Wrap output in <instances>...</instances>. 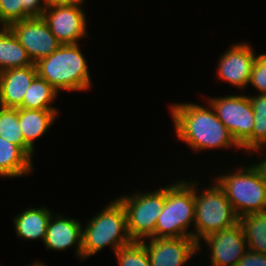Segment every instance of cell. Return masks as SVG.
Listing matches in <instances>:
<instances>
[{
	"instance_id": "1",
	"label": "cell",
	"mask_w": 266,
	"mask_h": 266,
	"mask_svg": "<svg viewBox=\"0 0 266 266\" xmlns=\"http://www.w3.org/2000/svg\"><path fill=\"white\" fill-rule=\"evenodd\" d=\"M195 103L171 105V118L179 140L195 150L241 147L233 139L225 125L218 119L214 109Z\"/></svg>"
},
{
	"instance_id": "2",
	"label": "cell",
	"mask_w": 266,
	"mask_h": 266,
	"mask_svg": "<svg viewBox=\"0 0 266 266\" xmlns=\"http://www.w3.org/2000/svg\"><path fill=\"white\" fill-rule=\"evenodd\" d=\"M37 75L58 92L86 91L91 87V76L86 57L79 44H64L35 63Z\"/></svg>"
},
{
	"instance_id": "3",
	"label": "cell",
	"mask_w": 266,
	"mask_h": 266,
	"mask_svg": "<svg viewBox=\"0 0 266 266\" xmlns=\"http://www.w3.org/2000/svg\"><path fill=\"white\" fill-rule=\"evenodd\" d=\"M127 229L126 211L115 199L89 220L82 232V259L93 256L109 246L115 253L132 243Z\"/></svg>"
},
{
	"instance_id": "4",
	"label": "cell",
	"mask_w": 266,
	"mask_h": 266,
	"mask_svg": "<svg viewBox=\"0 0 266 266\" xmlns=\"http://www.w3.org/2000/svg\"><path fill=\"white\" fill-rule=\"evenodd\" d=\"M194 220V183L182 180L165 186V203L151 238H193V231L187 230Z\"/></svg>"
},
{
	"instance_id": "5",
	"label": "cell",
	"mask_w": 266,
	"mask_h": 266,
	"mask_svg": "<svg viewBox=\"0 0 266 266\" xmlns=\"http://www.w3.org/2000/svg\"><path fill=\"white\" fill-rule=\"evenodd\" d=\"M214 182L213 185L198 193L197 182L193 180L195 190V231H193V239L198 244V250L200 251L202 248V245L200 247L201 239L212 233L230 228L239 222V216L227 199L223 188L216 180Z\"/></svg>"
},
{
	"instance_id": "6",
	"label": "cell",
	"mask_w": 266,
	"mask_h": 266,
	"mask_svg": "<svg viewBox=\"0 0 266 266\" xmlns=\"http://www.w3.org/2000/svg\"><path fill=\"white\" fill-rule=\"evenodd\" d=\"M215 178L239 217L266 211V182L255 163Z\"/></svg>"
},
{
	"instance_id": "7",
	"label": "cell",
	"mask_w": 266,
	"mask_h": 266,
	"mask_svg": "<svg viewBox=\"0 0 266 266\" xmlns=\"http://www.w3.org/2000/svg\"><path fill=\"white\" fill-rule=\"evenodd\" d=\"M124 206L127 229L132 241L151 238L155 233L156 222L165 203V187L156 191L120 196Z\"/></svg>"
},
{
	"instance_id": "8",
	"label": "cell",
	"mask_w": 266,
	"mask_h": 266,
	"mask_svg": "<svg viewBox=\"0 0 266 266\" xmlns=\"http://www.w3.org/2000/svg\"><path fill=\"white\" fill-rule=\"evenodd\" d=\"M218 119L225 125L233 139L245 151L252 152V131L254 128L253 108L246 95L208 98Z\"/></svg>"
},
{
	"instance_id": "9",
	"label": "cell",
	"mask_w": 266,
	"mask_h": 266,
	"mask_svg": "<svg viewBox=\"0 0 266 266\" xmlns=\"http://www.w3.org/2000/svg\"><path fill=\"white\" fill-rule=\"evenodd\" d=\"M9 29L26 49L33 63L49 56L62 44L50 31L42 17H31L10 24Z\"/></svg>"
},
{
	"instance_id": "10",
	"label": "cell",
	"mask_w": 266,
	"mask_h": 266,
	"mask_svg": "<svg viewBox=\"0 0 266 266\" xmlns=\"http://www.w3.org/2000/svg\"><path fill=\"white\" fill-rule=\"evenodd\" d=\"M82 3L47 7L42 18L50 31L62 44H78L81 38L88 36L87 17Z\"/></svg>"
},
{
	"instance_id": "11",
	"label": "cell",
	"mask_w": 266,
	"mask_h": 266,
	"mask_svg": "<svg viewBox=\"0 0 266 266\" xmlns=\"http://www.w3.org/2000/svg\"><path fill=\"white\" fill-rule=\"evenodd\" d=\"M203 240L208 244L211 266H236L248 250L241 224L212 233Z\"/></svg>"
},
{
	"instance_id": "12",
	"label": "cell",
	"mask_w": 266,
	"mask_h": 266,
	"mask_svg": "<svg viewBox=\"0 0 266 266\" xmlns=\"http://www.w3.org/2000/svg\"><path fill=\"white\" fill-rule=\"evenodd\" d=\"M140 241L146 248L151 266H184L199 252L198 244L192 237L149 238Z\"/></svg>"
},
{
	"instance_id": "13",
	"label": "cell",
	"mask_w": 266,
	"mask_h": 266,
	"mask_svg": "<svg viewBox=\"0 0 266 266\" xmlns=\"http://www.w3.org/2000/svg\"><path fill=\"white\" fill-rule=\"evenodd\" d=\"M255 58L256 54L247 42L235 43L221 56L217 76L232 86L245 88L249 85Z\"/></svg>"
},
{
	"instance_id": "14",
	"label": "cell",
	"mask_w": 266,
	"mask_h": 266,
	"mask_svg": "<svg viewBox=\"0 0 266 266\" xmlns=\"http://www.w3.org/2000/svg\"><path fill=\"white\" fill-rule=\"evenodd\" d=\"M53 218V219H52ZM82 232L80 221L74 218H65L62 215H51L49 220L44 245L47 249L64 251L77 245L76 255L82 258Z\"/></svg>"
},
{
	"instance_id": "15",
	"label": "cell",
	"mask_w": 266,
	"mask_h": 266,
	"mask_svg": "<svg viewBox=\"0 0 266 266\" xmlns=\"http://www.w3.org/2000/svg\"><path fill=\"white\" fill-rule=\"evenodd\" d=\"M37 76L35 65L10 68L0 74V106L18 108L24 94Z\"/></svg>"
},
{
	"instance_id": "16",
	"label": "cell",
	"mask_w": 266,
	"mask_h": 266,
	"mask_svg": "<svg viewBox=\"0 0 266 266\" xmlns=\"http://www.w3.org/2000/svg\"><path fill=\"white\" fill-rule=\"evenodd\" d=\"M57 109H25L19 108V125L25 143L34 151L35 140L43 136L57 118Z\"/></svg>"
},
{
	"instance_id": "17",
	"label": "cell",
	"mask_w": 266,
	"mask_h": 266,
	"mask_svg": "<svg viewBox=\"0 0 266 266\" xmlns=\"http://www.w3.org/2000/svg\"><path fill=\"white\" fill-rule=\"evenodd\" d=\"M52 214L46 207H30L19 213L13 218L17 236L26 240L41 239L44 242Z\"/></svg>"
},
{
	"instance_id": "18",
	"label": "cell",
	"mask_w": 266,
	"mask_h": 266,
	"mask_svg": "<svg viewBox=\"0 0 266 266\" xmlns=\"http://www.w3.org/2000/svg\"><path fill=\"white\" fill-rule=\"evenodd\" d=\"M32 159L17 145L0 136V177H22L33 172Z\"/></svg>"
},
{
	"instance_id": "19",
	"label": "cell",
	"mask_w": 266,
	"mask_h": 266,
	"mask_svg": "<svg viewBox=\"0 0 266 266\" xmlns=\"http://www.w3.org/2000/svg\"><path fill=\"white\" fill-rule=\"evenodd\" d=\"M0 72L35 65L9 27H0Z\"/></svg>"
},
{
	"instance_id": "20",
	"label": "cell",
	"mask_w": 266,
	"mask_h": 266,
	"mask_svg": "<svg viewBox=\"0 0 266 266\" xmlns=\"http://www.w3.org/2000/svg\"><path fill=\"white\" fill-rule=\"evenodd\" d=\"M248 250L266 254V211L239 217Z\"/></svg>"
},
{
	"instance_id": "21",
	"label": "cell",
	"mask_w": 266,
	"mask_h": 266,
	"mask_svg": "<svg viewBox=\"0 0 266 266\" xmlns=\"http://www.w3.org/2000/svg\"><path fill=\"white\" fill-rule=\"evenodd\" d=\"M58 93L45 79L37 75L24 94L22 104L18 108L36 110L56 109L50 103L56 100Z\"/></svg>"
},
{
	"instance_id": "22",
	"label": "cell",
	"mask_w": 266,
	"mask_h": 266,
	"mask_svg": "<svg viewBox=\"0 0 266 266\" xmlns=\"http://www.w3.org/2000/svg\"><path fill=\"white\" fill-rule=\"evenodd\" d=\"M0 136L19 146L31 159L34 151L25 143L19 125V108L0 106Z\"/></svg>"
},
{
	"instance_id": "23",
	"label": "cell",
	"mask_w": 266,
	"mask_h": 266,
	"mask_svg": "<svg viewBox=\"0 0 266 266\" xmlns=\"http://www.w3.org/2000/svg\"><path fill=\"white\" fill-rule=\"evenodd\" d=\"M253 114L252 153L260 152L266 146V93L249 96ZM262 147V148H261Z\"/></svg>"
},
{
	"instance_id": "24",
	"label": "cell",
	"mask_w": 266,
	"mask_h": 266,
	"mask_svg": "<svg viewBox=\"0 0 266 266\" xmlns=\"http://www.w3.org/2000/svg\"><path fill=\"white\" fill-rule=\"evenodd\" d=\"M114 254L118 266H151L147 250L139 241L120 247Z\"/></svg>"
},
{
	"instance_id": "25",
	"label": "cell",
	"mask_w": 266,
	"mask_h": 266,
	"mask_svg": "<svg viewBox=\"0 0 266 266\" xmlns=\"http://www.w3.org/2000/svg\"><path fill=\"white\" fill-rule=\"evenodd\" d=\"M25 0H0V27L24 19Z\"/></svg>"
},
{
	"instance_id": "26",
	"label": "cell",
	"mask_w": 266,
	"mask_h": 266,
	"mask_svg": "<svg viewBox=\"0 0 266 266\" xmlns=\"http://www.w3.org/2000/svg\"><path fill=\"white\" fill-rule=\"evenodd\" d=\"M250 83L260 94L266 93V53L256 56L251 71Z\"/></svg>"
},
{
	"instance_id": "27",
	"label": "cell",
	"mask_w": 266,
	"mask_h": 266,
	"mask_svg": "<svg viewBox=\"0 0 266 266\" xmlns=\"http://www.w3.org/2000/svg\"><path fill=\"white\" fill-rule=\"evenodd\" d=\"M47 9L45 0H25L24 19L42 17Z\"/></svg>"
},
{
	"instance_id": "28",
	"label": "cell",
	"mask_w": 266,
	"mask_h": 266,
	"mask_svg": "<svg viewBox=\"0 0 266 266\" xmlns=\"http://www.w3.org/2000/svg\"><path fill=\"white\" fill-rule=\"evenodd\" d=\"M236 266H266V254L247 250Z\"/></svg>"
},
{
	"instance_id": "29",
	"label": "cell",
	"mask_w": 266,
	"mask_h": 266,
	"mask_svg": "<svg viewBox=\"0 0 266 266\" xmlns=\"http://www.w3.org/2000/svg\"><path fill=\"white\" fill-rule=\"evenodd\" d=\"M85 0H45L47 7L84 3Z\"/></svg>"
},
{
	"instance_id": "30",
	"label": "cell",
	"mask_w": 266,
	"mask_h": 266,
	"mask_svg": "<svg viewBox=\"0 0 266 266\" xmlns=\"http://www.w3.org/2000/svg\"><path fill=\"white\" fill-rule=\"evenodd\" d=\"M264 160H261L259 163L257 162V164L255 163V165L259 168V170L261 171L263 178L266 182V155L263 157Z\"/></svg>"
}]
</instances>
